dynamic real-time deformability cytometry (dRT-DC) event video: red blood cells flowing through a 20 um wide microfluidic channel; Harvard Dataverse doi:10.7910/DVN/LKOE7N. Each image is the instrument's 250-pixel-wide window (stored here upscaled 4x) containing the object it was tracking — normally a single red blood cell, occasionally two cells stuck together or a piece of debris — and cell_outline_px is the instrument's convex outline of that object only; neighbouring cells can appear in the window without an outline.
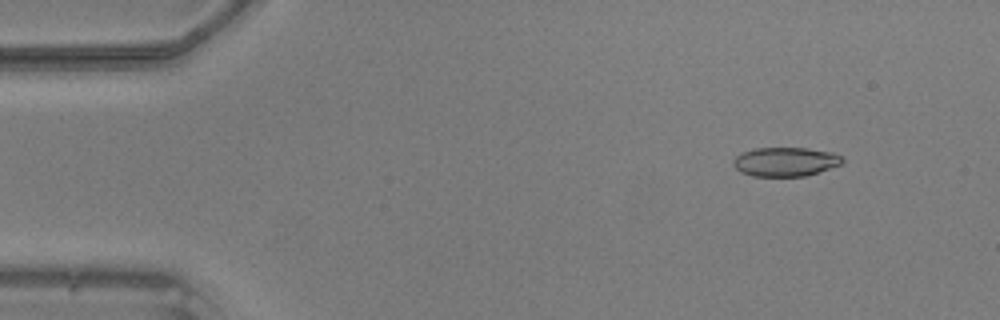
{"species": "common noctule bat (a hibernating species)", "species_latin": "Nyctalus noctula", "temperature_condition": "warm", "stored_images_in_passage": 49, "camera_frame_rate_fps": 3000, "um_per_image_px": 0.085, "animal": {"sex": "male", "body_mass_g": 20.5, "forearm_length_mm": 52.5}, "frame": {"image": 1, "passage_image": 6, "time_ms": 1.667, "image_size_px": [1000, 320], "cell_outline_px": [[844, 160], [840, 164], [804, 176], [752, 176], [740, 172], [732, 164], [732, 160], [736, 156], [744, 152], [756, 148], [808, 148], [832, 152], [840, 156]], "centroid_in_image_um": [66.71, 13.74], "position_along_channel_um": 18.3, "area_um2": 18.26}}
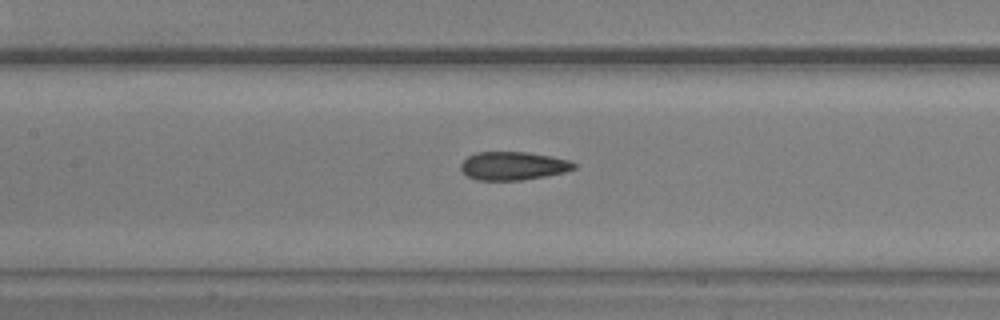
{"frame": {"image": 2, "passage_image": 23, "time_ms": 7.333, "image_size_px": [1000, 320], "cell_outline_px": [[576, 168], [564, 172], [544, 176], [520, 180], [476, 180], [468, 176], [460, 168], [460, 164], [468, 156], [476, 152], [528, 152], [552, 156], [572, 160], [576, 164]], "centroid_in_image_um": [43.64, 14.09], "position_along_channel_um": 163.8, "area_um2": 18.73}}
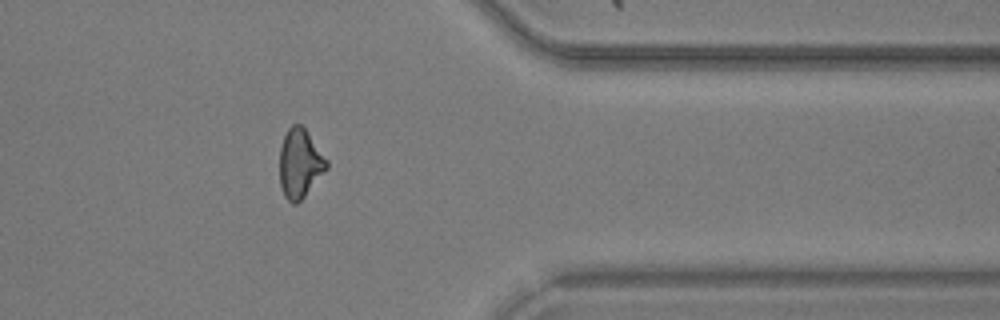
{"frame": {"image": 3, "passage_image": 40, "time_ms": 13.0, "image_size_px": [1000, 320], "cell_outline_px": [[328, 168], [304, 196], [296, 204], [292, 204], [284, 196], [280, 184], [280, 148], [284, 136], [288, 128], [292, 124], [300, 124], [304, 128], [328, 160]], "centroid_in_image_um": [25.49, 13.89], "position_along_channel_um": 385.9, "area_um2": 18.73}}